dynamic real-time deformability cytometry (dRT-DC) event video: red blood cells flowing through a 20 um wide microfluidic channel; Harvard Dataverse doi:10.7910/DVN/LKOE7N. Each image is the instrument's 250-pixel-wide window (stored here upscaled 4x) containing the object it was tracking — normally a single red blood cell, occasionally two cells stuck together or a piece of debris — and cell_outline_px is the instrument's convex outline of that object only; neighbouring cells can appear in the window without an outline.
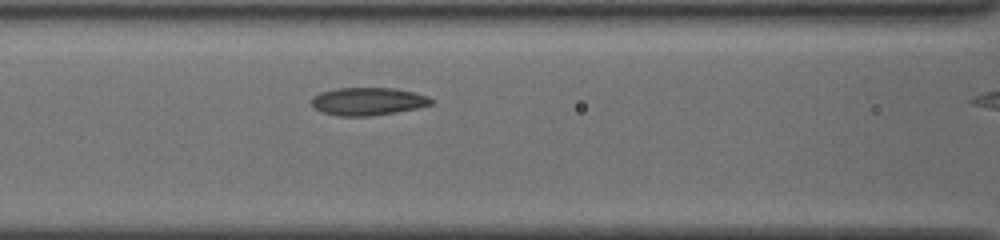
{"species": "common noctule bat (a hibernating species)", "species_latin": "Nyctalus noctula", "temperature_condition": "cold", "stored_images_in_passage": 11, "camera_frame_rate_fps": 3000, "um_per_image_px": 0.085, "animal": {"sex": "female", "body_mass_g": 19.5, "forearm_length_mm": 54.1}, "frame": {"image": 1, "passage_image": 10, "time_ms": 3.0, "image_size_px": [1000, 240], "cell_outline_px": [[432, 104], [420, 108], [372, 116], [340, 116], [320, 112], [312, 104], [312, 96], [320, 92], [336, 88], [396, 88], [428, 96], [432, 100]], "centroid_in_image_um": [31.27, 8.62], "position_along_channel_um": 135.3, "area_um2": 19.48}}